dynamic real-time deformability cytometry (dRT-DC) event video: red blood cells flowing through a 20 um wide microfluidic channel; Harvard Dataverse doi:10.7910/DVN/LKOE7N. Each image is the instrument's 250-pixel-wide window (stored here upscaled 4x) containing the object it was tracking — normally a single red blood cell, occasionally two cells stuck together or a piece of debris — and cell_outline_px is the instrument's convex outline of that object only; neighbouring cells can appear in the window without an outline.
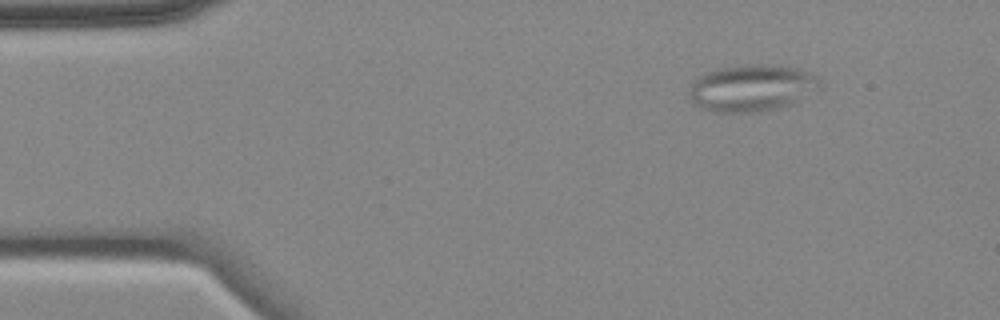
{"species": "common noctule bat (a hibernating species)", "species_latin": "Nyctalus noctula", "temperature_condition": "cold", "stored_images_in_passage": 4, "camera_frame_rate_fps": 3000, "um_per_image_px": 0.085, "animal": {"sex": "female", "body_mass_g": 18.4}, "frame": {"image": 1, "passage_image": 1, "time_ms": 0.0, "image_size_px": [1000, 320], "cell_outline_px": [[820, 88], [792, 104], [780, 108], [756, 112], [716, 112], [692, 104], [688, 96], [688, 92], [692, 84], [700, 76], [716, 68], [740, 64], [776, 64], [796, 68], [808, 72], [820, 84]], "centroid_in_image_um": [63.86, 7.47], "position_along_channel_um": 21.1, "area_um2": 35.72}}